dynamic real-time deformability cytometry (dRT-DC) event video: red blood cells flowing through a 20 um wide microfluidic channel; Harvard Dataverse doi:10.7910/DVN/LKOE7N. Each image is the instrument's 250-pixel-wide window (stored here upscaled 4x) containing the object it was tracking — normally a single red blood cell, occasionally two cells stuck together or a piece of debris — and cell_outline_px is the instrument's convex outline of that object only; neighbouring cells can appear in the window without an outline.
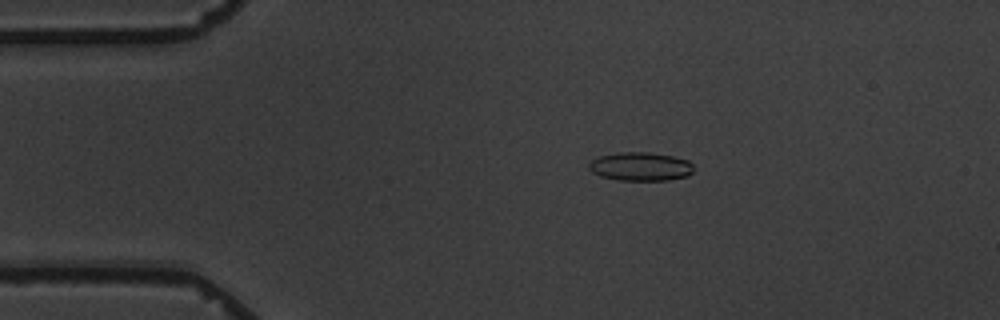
{"species": "common noctule bat (a hibernating species)", "species_latin": "Nyctalus noctula", "temperature_condition": "warm", "stored_images_in_passage": 9, "camera_frame_rate_fps": 3000, "um_per_image_px": 0.085, "animal": {"sex": "male", "body_mass_g": 19.5, "forearm_length_mm": 54.6}, "frame": {"image": 1, "passage_image": 2, "time_ms": 1.0, "image_size_px": [1000, 320], "cell_outline_px": [[692, 172], [688, 176], [668, 180], [616, 180], [600, 176], [592, 172], [588, 168], [588, 164], [592, 160], [600, 156], [620, 152], [648, 152], [672, 156], [688, 160], [692, 164]], "centroid_in_image_um": [54.43, 14.16], "position_along_channel_um": 30.6, "area_um2": 17.46}}
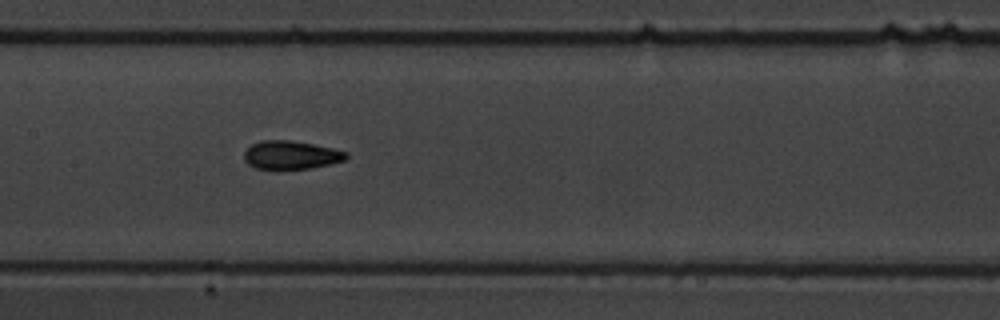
{"frame": {"image": 2, "passage_image": 7, "time_ms": 6.667, "image_size_px": [1000, 320], "cell_outline_px": [[348, 156], [344, 160], [312, 168], [256, 168], [248, 164], [244, 160], [244, 152], [252, 144], [260, 140], [292, 140], [332, 148], [348, 152]], "centroid_in_image_um": [24.72, 13.16], "position_along_channel_um": 182.7, "area_um2": 16.65}}
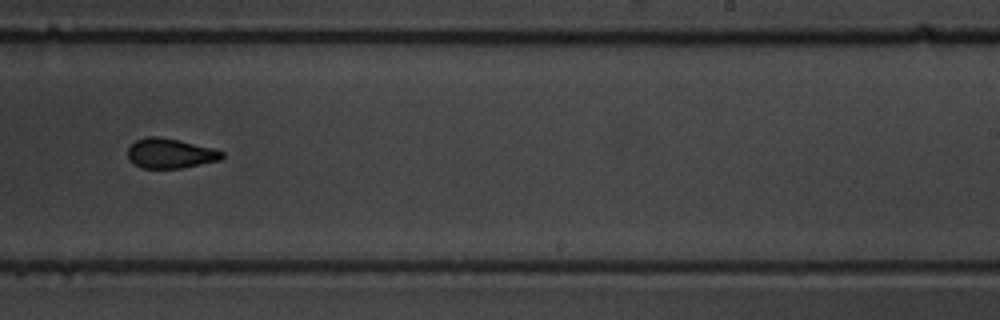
{"frame": {"image": 3, "passage_image": 9, "time_ms": 9.333, "image_size_px": [1000, 320], "cell_outline_px": [[224, 156], [220, 160], [180, 168], [144, 168], [128, 160], [128, 148], [136, 140], [148, 136], [160, 136], [180, 140], [212, 148], [224, 152]], "centroid_in_image_um": [14.47, 13.02], "position_along_channel_um": 274.5, "area_um2": 16.3}}